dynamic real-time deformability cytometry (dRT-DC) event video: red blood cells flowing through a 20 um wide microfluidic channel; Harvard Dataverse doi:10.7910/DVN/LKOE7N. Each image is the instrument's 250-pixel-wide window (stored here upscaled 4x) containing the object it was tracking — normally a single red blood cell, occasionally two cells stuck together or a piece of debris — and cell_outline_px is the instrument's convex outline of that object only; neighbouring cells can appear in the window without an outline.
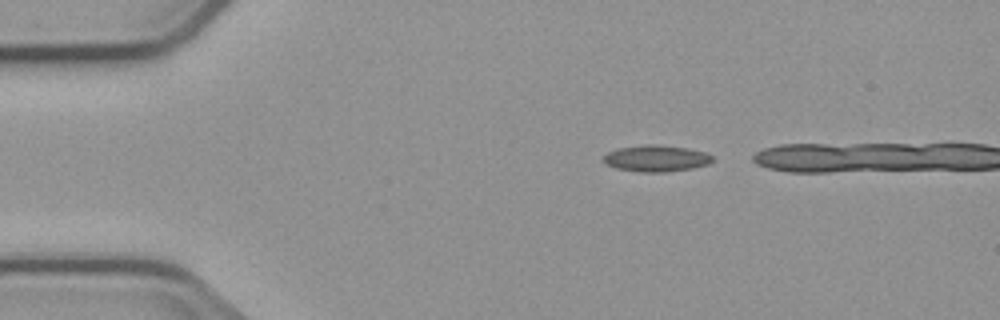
{"species": "common noctule bat (a hibernating species)", "species_latin": "Nyctalus noctula", "temperature_condition": "cold", "stored_images_in_passage": 5, "camera_frame_rate_fps": 3000, "um_per_image_px": 0.085, "animal": {"sex": "male", "body_mass_g": 23.1, "forearm_length_mm": 52.7}, "frame": {"image": 1, "passage_image": 1, "time_ms": 0.0, "image_size_px": [1000, 320], "cell_outline_px": [[716, 160], [708, 164], [692, 168], [668, 172], [640, 172], [616, 168], [604, 164], [604, 156], [608, 152], [616, 148], [644, 144], [660, 144], [688, 148], [704, 152], [712, 156]], "centroid_in_image_um": [55.78, 13.45], "position_along_channel_um": 29.2, "area_um2": 17.05}}